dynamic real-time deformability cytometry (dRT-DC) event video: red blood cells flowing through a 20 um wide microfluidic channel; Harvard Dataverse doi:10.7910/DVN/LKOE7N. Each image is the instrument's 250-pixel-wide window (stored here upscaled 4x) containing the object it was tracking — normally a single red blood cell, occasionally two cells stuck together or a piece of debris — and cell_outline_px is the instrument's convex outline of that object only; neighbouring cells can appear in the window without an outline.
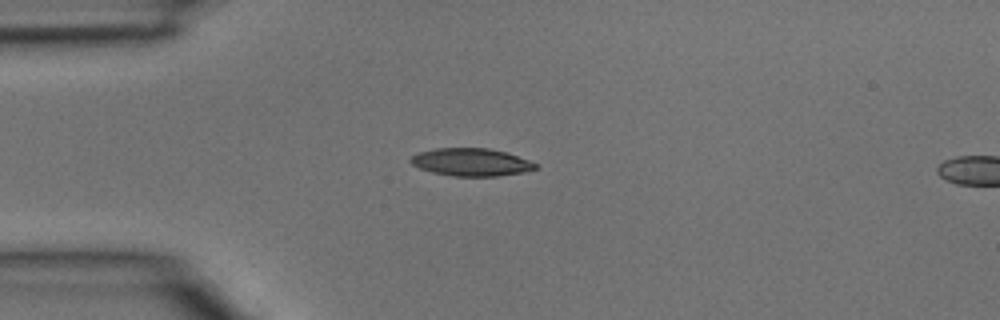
{"species": "common noctule bat (a hibernating species)", "species_latin": "Nyctalus noctula", "temperature_condition": "room temperature", "stored_images_in_passage": 2, "camera_frame_rate_fps": 3000, "um_per_image_px": 0.085, "animal": {"sex": "male", "body_mass_g": 15.6}, "frame": {"image": 1, "passage_image": 1, "time_ms": 0.0, "image_size_px": [1000, 320], "cell_outline_px": [[540, 168], [524, 172], [496, 176], [452, 176], [432, 172], [420, 168], [412, 164], [408, 160], [412, 156], [420, 152], [436, 148], [488, 148], [504, 152], [528, 160], [536, 164]], "centroid_in_image_um": [40.04, 13.79], "position_along_channel_um": 45.0, "area_um2": 20.0}}